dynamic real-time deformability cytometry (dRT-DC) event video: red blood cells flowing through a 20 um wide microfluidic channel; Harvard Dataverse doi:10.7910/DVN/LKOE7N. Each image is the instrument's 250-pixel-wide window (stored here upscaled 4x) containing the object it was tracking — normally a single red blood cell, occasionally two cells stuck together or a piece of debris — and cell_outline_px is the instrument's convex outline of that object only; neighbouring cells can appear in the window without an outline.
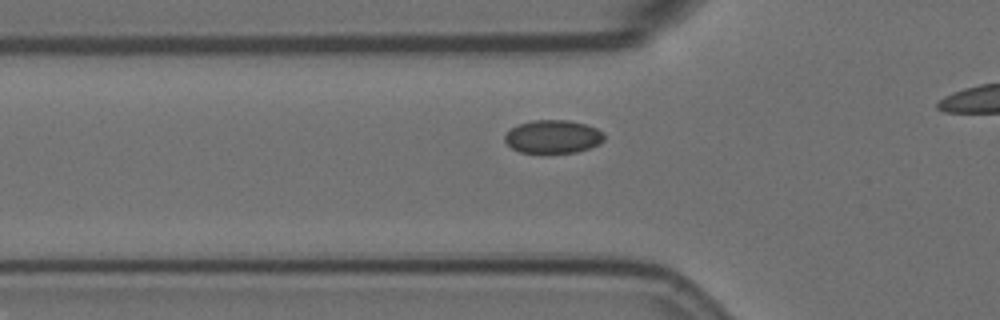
{"species": "Egyptian fruit bat (a non-hibernating species)", "species_latin": "Rousettus aegyptiacus", "temperature_condition": "room temperature", "stored_images_in_passage": 30, "camera_frame_rate_fps": 3000, "um_per_image_px": 0.085, "animal": {"sex": "female"}, "frame": {"image": 1, "passage_image": 3, "time_ms": 0.667, "image_size_px": [1000, 320], "cell_outline_px": [[604, 140], [600, 144], [576, 152], [520, 152], [512, 148], [504, 140], [504, 136], [512, 128], [520, 124], [532, 120], [568, 120], [584, 124], [596, 128], [604, 132]], "centroid_in_image_um": [47.02, 11.61], "position_along_channel_um": 78.8, "area_um2": 19.02}}
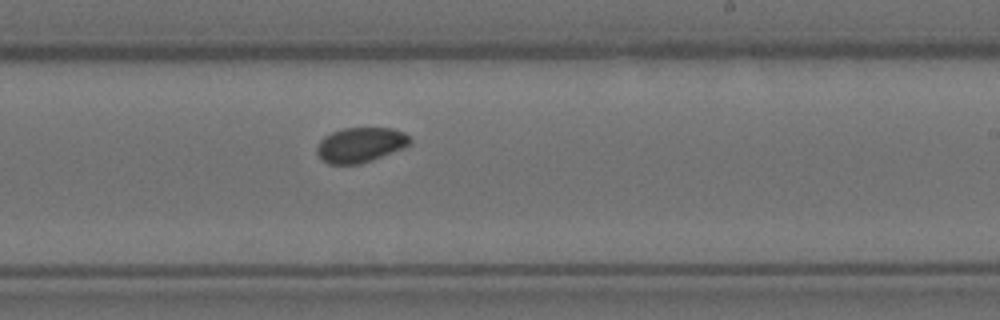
{"frame": {"image": 2, "passage_image": 18, "time_ms": 5.667, "image_size_px": [1000, 320], "cell_outline_px": [[412, 140], [404, 148], [372, 160], [360, 164], [328, 164], [320, 160], [316, 152], [316, 148], [320, 140], [324, 136], [332, 132], [344, 128], [392, 128], [404, 132]], "centroid_in_image_um": [30.61, 12.32], "position_along_channel_um": 258.4, "area_um2": 19.07}}
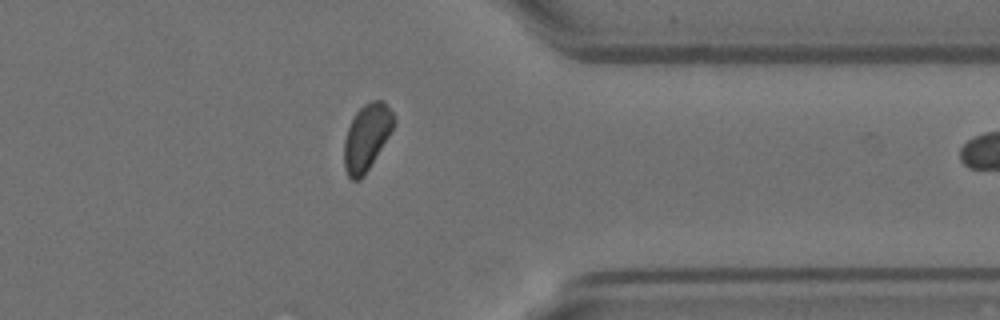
{"frame": {"image": 3, "passage_image": 29, "time_ms": 9.333, "image_size_px": [1000, 320], "cell_outline_px": [[396, 120], [388, 136], [364, 176], [360, 180], [352, 180], [348, 176], [344, 168], [344, 140], [348, 128], [356, 112], [364, 104], [372, 100], [384, 100], [392, 112]], "centroid_in_image_um": [31.16, 11.66], "position_along_channel_um": 380.2, "area_um2": 19.02}}